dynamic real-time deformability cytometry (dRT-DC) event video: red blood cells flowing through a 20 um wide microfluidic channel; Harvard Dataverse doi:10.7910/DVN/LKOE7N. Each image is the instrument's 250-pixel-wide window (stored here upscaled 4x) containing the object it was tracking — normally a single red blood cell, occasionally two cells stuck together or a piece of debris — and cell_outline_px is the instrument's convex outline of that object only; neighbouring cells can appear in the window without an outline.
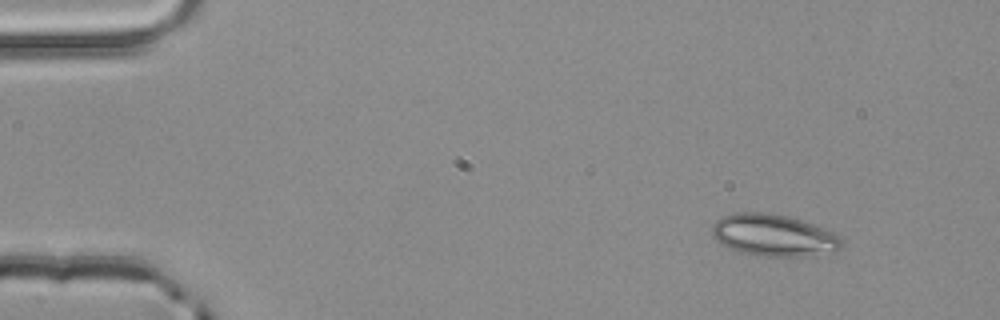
{"species": "common noctule bat (a hibernating species)", "species_latin": "Nyctalus noctula", "temperature_condition": "room temperature", "stored_images_in_passage": 3, "camera_frame_rate_fps": 3000, "um_per_image_px": 0.085, "animal": {"sex": "male", "body_mass_g": 20.4}, "frame": {"image": 1, "passage_image": 1, "time_ms": 0.0, "image_size_px": [1000, 320], "cell_outline_px": [[844, 248], [836, 252], [816, 256], [764, 256], [736, 252], [720, 244], [712, 236], [712, 224], [720, 216], [736, 212], [764, 212], [788, 216], [812, 224], [832, 232], [840, 236], [844, 240]], "centroid_in_image_um": [65.77, 20.01], "position_along_channel_um": 19.2, "area_um2": 32.31}}